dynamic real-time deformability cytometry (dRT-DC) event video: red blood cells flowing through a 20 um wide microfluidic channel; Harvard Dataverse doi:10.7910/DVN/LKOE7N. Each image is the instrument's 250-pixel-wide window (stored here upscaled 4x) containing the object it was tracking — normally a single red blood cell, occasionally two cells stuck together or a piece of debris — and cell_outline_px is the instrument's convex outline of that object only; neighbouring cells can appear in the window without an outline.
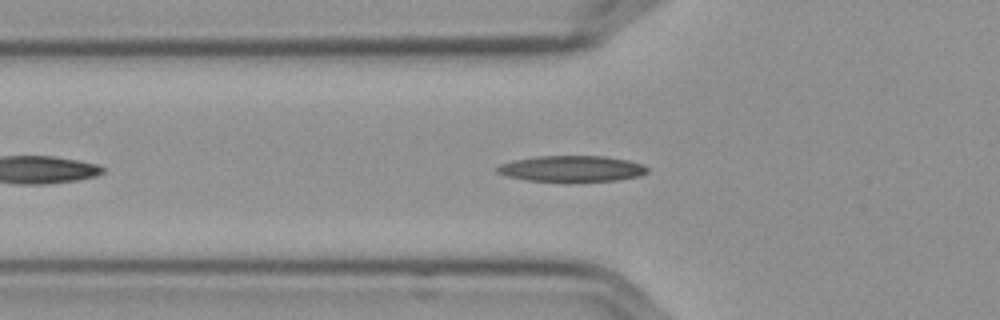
{"species": "Egyptian fruit bat (a non-hibernating species)", "species_latin": "Rousettus aegyptiacus", "temperature_condition": "cold", "stored_images_in_passage": 43, "camera_frame_rate_fps": 3000, "um_per_image_px": 0.085, "frame": {"image": 1, "passage_image": 9, "time_ms": 2.667, "image_size_px": [1000, 320], "cell_outline_px": [[648, 172], [640, 176], [616, 180], [528, 180], [508, 176], [496, 172], [496, 168], [500, 164], [512, 160], [536, 156], [604, 156], [628, 160], [644, 164], [648, 168]], "centroid_in_image_um": [48.61, 14.31], "position_along_channel_um": 77.2, "area_um2": 22.37}}
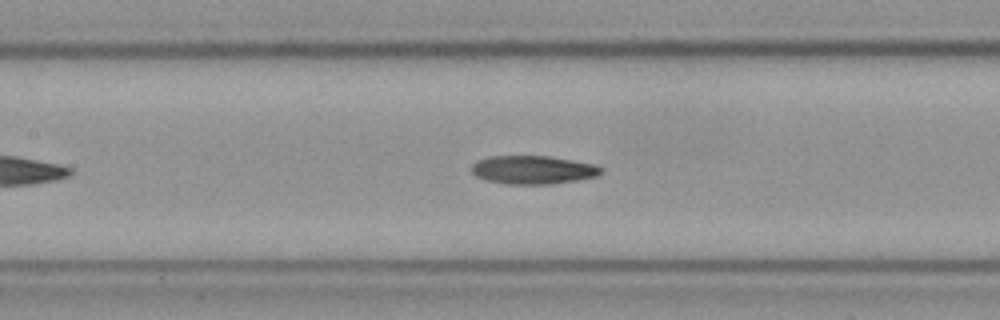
{"frame": {"image": 2, "passage_image": 16, "time_ms": 5.0, "image_size_px": [1000, 320], "cell_outline_px": [[604, 172], [596, 176], [576, 180], [548, 184], [508, 184], [484, 180], [476, 176], [472, 172], [472, 164], [480, 160], [492, 156], [548, 156], [596, 164], [604, 168]], "centroid_in_image_um": [45.34, 14.44], "position_along_channel_um": 162.1, "area_um2": 21.39}}
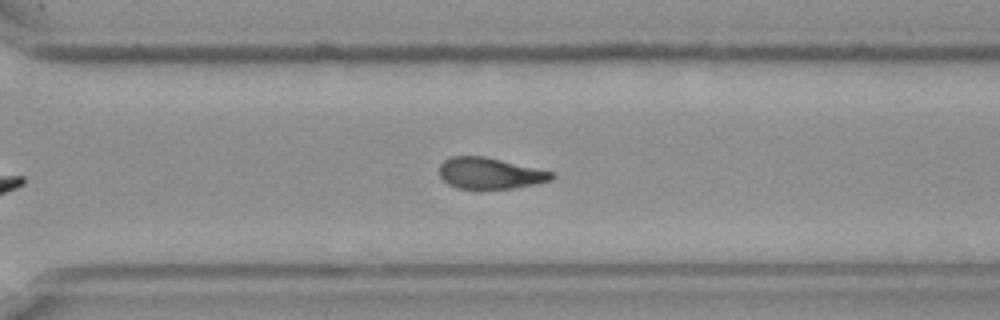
{"frame": {"image": 3, "passage_image": 30, "time_ms": 9.667, "image_size_px": [1000, 320], "cell_outline_px": [[556, 176], [552, 180], [512, 188], [456, 188], [448, 184], [440, 176], [440, 164], [444, 160], [452, 156], [484, 156], [552, 172]], "centroid_in_image_um": [41.61, 14.72], "position_along_channel_um": 329.0, "area_um2": 20.06}}